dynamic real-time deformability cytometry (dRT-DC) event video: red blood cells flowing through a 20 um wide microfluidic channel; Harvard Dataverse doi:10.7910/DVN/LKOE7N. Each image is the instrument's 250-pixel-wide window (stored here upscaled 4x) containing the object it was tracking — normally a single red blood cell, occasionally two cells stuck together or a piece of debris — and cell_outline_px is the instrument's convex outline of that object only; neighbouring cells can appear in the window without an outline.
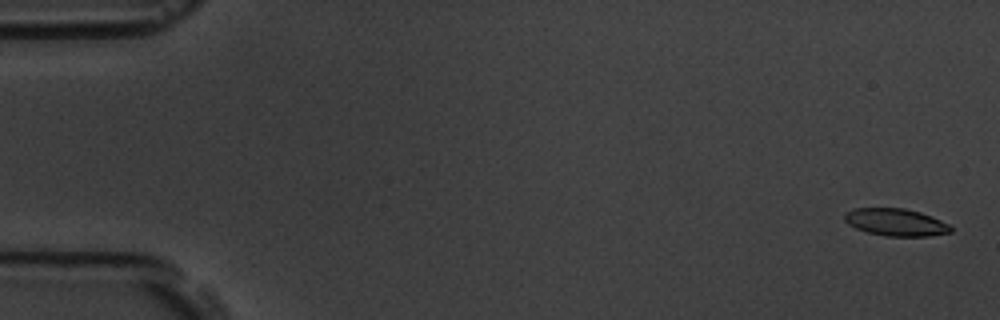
{"species": "common noctule bat (a hibernating species)", "species_latin": "Nyctalus noctula", "temperature_condition": "room temperature", "stored_images_in_passage": 6, "camera_frame_rate_fps": 3000, "um_per_image_px": 0.085, "animal": {"sex": "male", "body_mass_g": 19.5, "forearm_length_mm": 54.6}, "frame": {"image": 1, "passage_image": 6, "time_ms": 6.0, "image_size_px": [1000, 320], "cell_outline_px": [[952, 232], [928, 236], [884, 236], [868, 232], [856, 228], [848, 224], [844, 220], [844, 212], [852, 208], [904, 208], [920, 212], [932, 216], [948, 224], [952, 228]], "centroid_in_image_um": [76.12, 18.88], "position_along_channel_um": 8.9, "area_um2": 16.99}}